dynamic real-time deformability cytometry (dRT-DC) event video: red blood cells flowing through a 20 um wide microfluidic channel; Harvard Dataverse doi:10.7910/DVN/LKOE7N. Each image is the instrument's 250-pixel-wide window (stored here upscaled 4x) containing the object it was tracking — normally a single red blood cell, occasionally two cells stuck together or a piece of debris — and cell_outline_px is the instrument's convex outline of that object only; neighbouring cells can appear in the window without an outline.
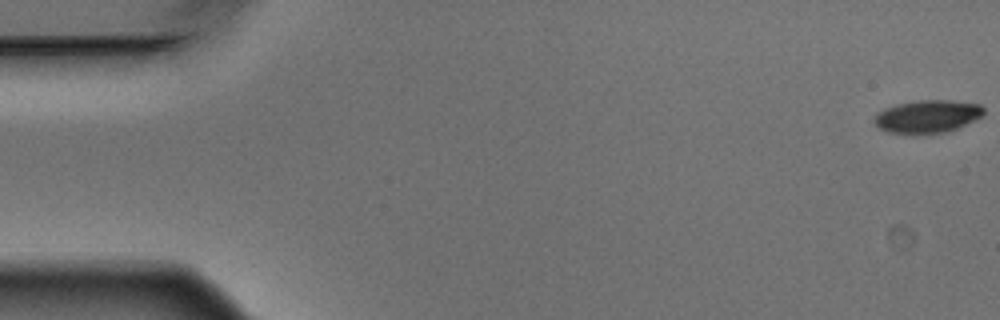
{"species": "Egyptian fruit bat (a non-hibernating species)", "species_latin": "Rousettus aegyptiacus", "temperature_condition": "warm", "stored_images_in_passage": 7, "camera_frame_rate_fps": 3000, "um_per_image_px": 0.085, "animal": {"sex": "male"}, "frame": {"image": 1, "passage_image": 1, "time_ms": 0.0, "image_size_px": [1000, 320], "cell_outline_px": [[984, 112], [980, 116], [956, 128], [944, 132], [888, 132], [880, 128], [872, 120], [876, 112], [884, 108], [896, 104], [920, 100], [952, 100], [980, 104], [984, 108]], "centroid_in_image_um": [78.79, 9.85], "position_along_channel_um": 6.2, "area_um2": 20.4}}
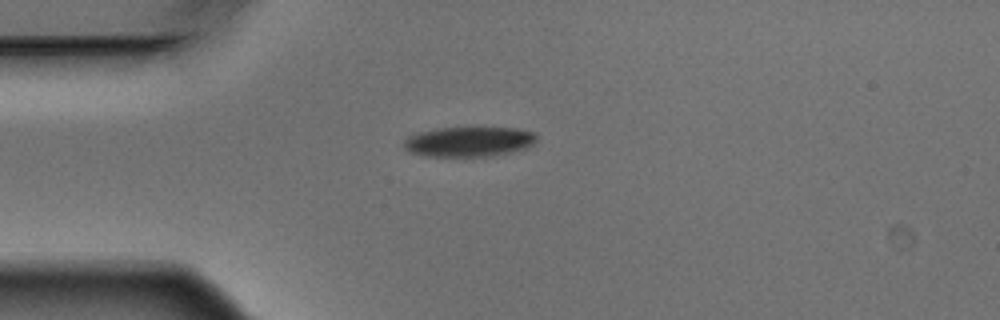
{"frame": {"image": 2, "passage_image": 5, "time_ms": 1.333, "image_size_px": [1000, 320], "cell_outline_px": [[536, 140], [528, 148], [484, 156], [428, 156], [412, 152], [404, 148], [404, 140], [408, 136], [416, 132], [440, 128], [520, 128], [536, 132]], "centroid_in_image_um": [39.86, 12.02], "position_along_channel_um": 45.1, "area_um2": 22.95}}
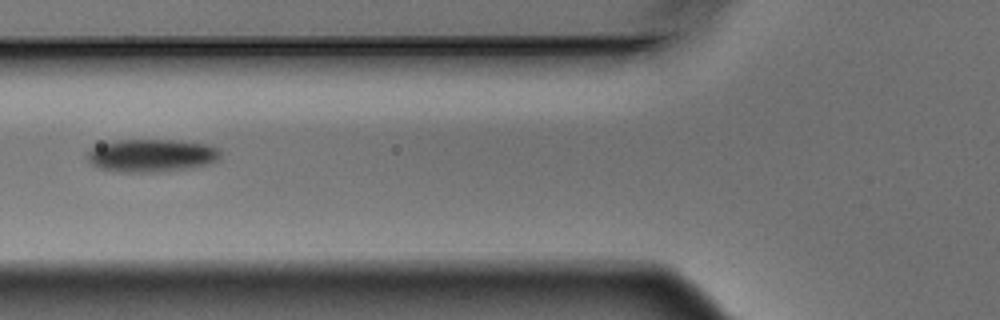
{"frame": {"image": 3, "passage_image": 7, "time_ms": 2.0, "image_size_px": [1000, 320], "cell_outline_px": [[220, 160], [208, 164], [184, 168], [152, 172], [124, 172], [100, 168], [92, 164], [84, 156], [92, 148], [116, 140], [176, 140], [204, 144], [216, 148], [220, 152]], "centroid_in_image_um": [12.86, 13.21], "position_along_channel_um": 112.9, "area_um2": 25.09}}